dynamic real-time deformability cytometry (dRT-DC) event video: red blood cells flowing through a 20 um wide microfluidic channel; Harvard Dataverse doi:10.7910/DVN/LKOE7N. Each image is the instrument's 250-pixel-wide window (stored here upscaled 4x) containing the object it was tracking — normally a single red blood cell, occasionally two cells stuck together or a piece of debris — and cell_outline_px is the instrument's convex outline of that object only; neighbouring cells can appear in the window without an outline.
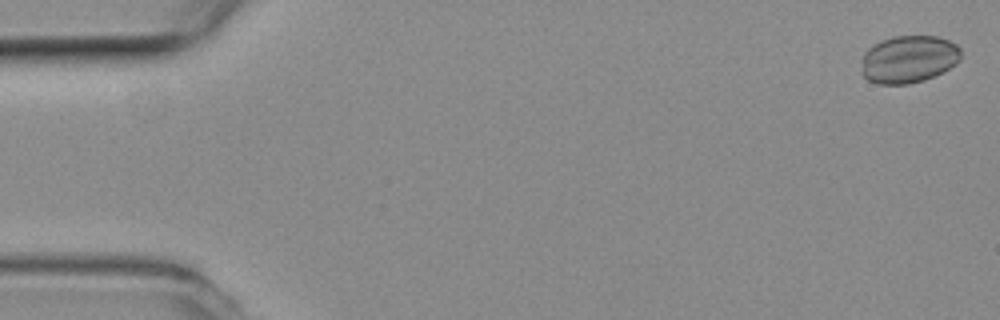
{"species": "common noctule bat (a hibernating species)", "species_latin": "Nyctalus noctula", "temperature_condition": "room temperature", "stored_images_in_passage": 13, "camera_frame_rate_fps": 3000, "um_per_image_px": 0.085, "animal": {"sex": "female", "body_mass_g": 19.3, "forearm_length_mm": 54.1}, "frame": {"image": 1, "passage_image": 2, "time_ms": 0.333, "image_size_px": [1000, 320], "cell_outline_px": [[960, 56], [956, 64], [924, 80], [908, 84], [876, 84], [868, 80], [860, 72], [864, 52], [868, 48], [892, 36], [936, 36], [948, 40], [956, 44], [960, 48]], "centroid_in_image_um": [77.2, 5.04], "position_along_channel_um": 7.8, "area_um2": 27.4}}